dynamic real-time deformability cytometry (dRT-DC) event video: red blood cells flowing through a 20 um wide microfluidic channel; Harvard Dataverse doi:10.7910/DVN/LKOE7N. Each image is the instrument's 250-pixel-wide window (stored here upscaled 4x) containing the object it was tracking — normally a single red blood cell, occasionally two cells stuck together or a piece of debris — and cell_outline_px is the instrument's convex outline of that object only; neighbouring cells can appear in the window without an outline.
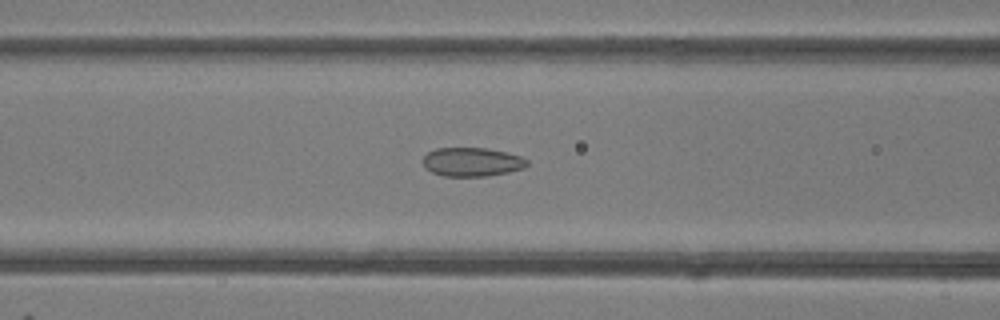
{"species": "common noctule bat (a hibernating species)", "species_latin": "Nyctalus noctula", "temperature_condition": "room temperature", "stored_images_in_passage": 38, "camera_frame_rate_fps": 3000, "um_per_image_px": 0.085, "animal": {"sex": "female"}, "frame": {"image": 1, "passage_image": 19, "time_ms": 6.0, "image_size_px": [1000, 320], "cell_outline_px": [[528, 164], [524, 168], [508, 172], [488, 176], [444, 176], [432, 172], [424, 164], [424, 156], [428, 152], [436, 148], [488, 148], [520, 156], [528, 160]], "centroid_in_image_um": [40.14, 13.76], "position_along_channel_um": 126.5, "area_um2": 17.34}}
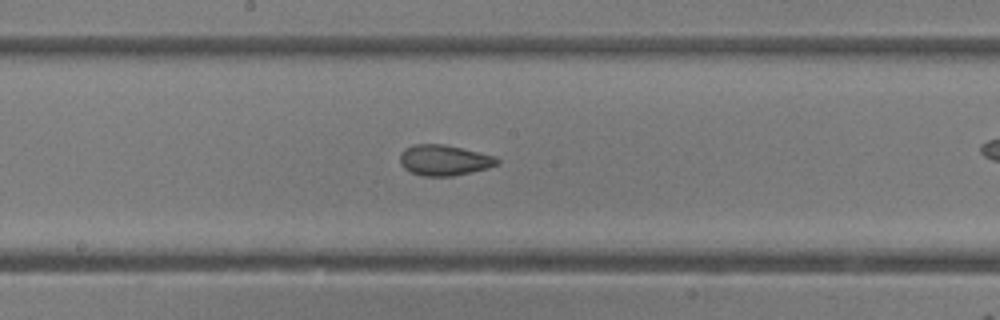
{"frame": {"image": 2, "passage_image": 25, "time_ms": 8.0, "image_size_px": [1000, 320], "cell_outline_px": [[500, 164], [488, 168], [472, 172], [452, 176], [424, 176], [412, 172], [404, 168], [400, 164], [400, 152], [404, 148], [412, 144], [444, 144], [496, 156], [500, 160]], "centroid_in_image_um": [37.76, 13.61], "position_along_channel_um": 210.4, "area_um2": 17.51}}
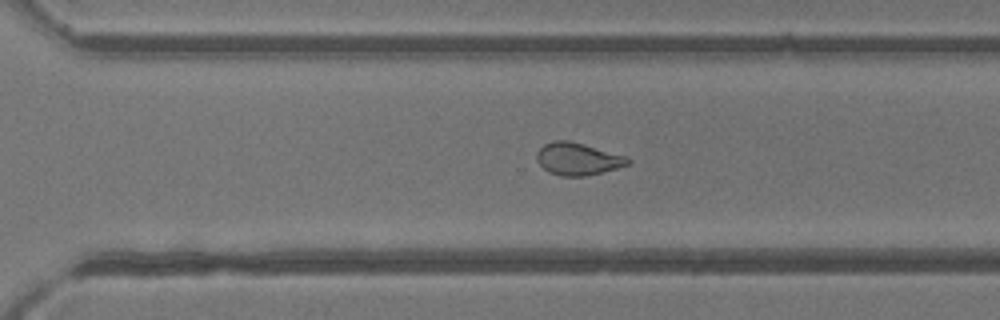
{"frame": {"image": 3, "passage_image": 33, "time_ms": 10.667, "image_size_px": [1000, 320], "cell_outline_px": [[632, 160], [628, 164], [616, 168], [584, 176], [560, 176], [548, 172], [536, 160], [536, 152], [544, 144], [552, 140], [568, 140], [584, 144], [628, 156]], "centroid_in_image_um": [49.1, 13.49], "position_along_channel_um": 321.5, "area_um2": 17.22}}